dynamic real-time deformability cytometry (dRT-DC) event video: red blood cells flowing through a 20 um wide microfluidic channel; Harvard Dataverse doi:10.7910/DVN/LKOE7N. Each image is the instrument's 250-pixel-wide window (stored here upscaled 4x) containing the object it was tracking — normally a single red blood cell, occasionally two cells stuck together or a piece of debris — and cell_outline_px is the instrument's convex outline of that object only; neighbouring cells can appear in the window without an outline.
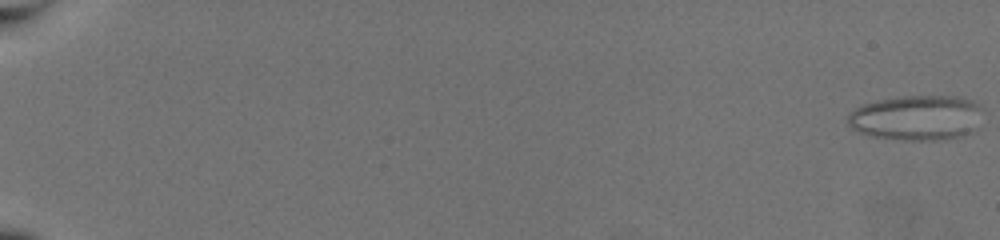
{"species": "common noctule bat (a hibernating species)", "species_latin": "Nyctalus noctula", "temperature_condition": "warm", "stored_images_in_passage": 60, "camera_frame_rate_fps": 3000, "um_per_image_px": 0.085, "animal": {"sex": "female", "body_mass_g": 19.5, "forearm_length_mm": 54.1}, "frame": {"image": 1, "passage_image": 1, "time_ms": 0.0, "image_size_px": [1000, 240], "cell_outline_px": [[972, 104], [964, 132], [952, 136], [920, 140], [912, 140], [876, 136], [860, 132], [848, 120], [848, 116], [856, 108], [864, 104], [880, 100], [904, 96], [948, 96], [968, 100]], "centroid_in_image_um": [77.59, 9.97], "position_along_channel_um": 7.4, "area_um2": 31.73}}
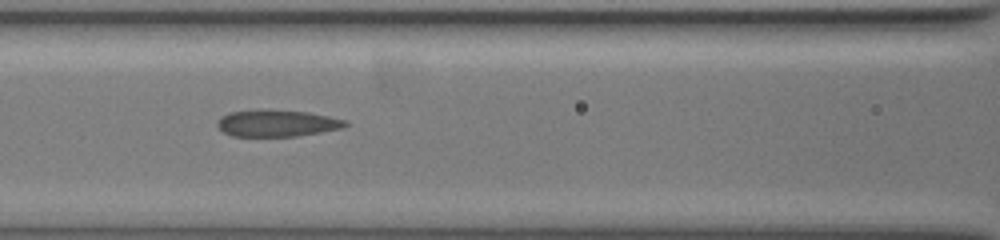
{"frame": {"image": 2, "passage_image": 31, "time_ms": 10.0, "image_size_px": [1000, 240], "cell_outline_px": [[348, 124], [340, 128], [320, 132], [296, 136], [232, 136], [224, 132], [216, 124], [228, 112], [256, 108], [268, 108], [308, 112], [344, 120]], "centroid_in_image_um": [23.49, 10.45], "position_along_channel_um": 143.1, "area_um2": 20.0}}
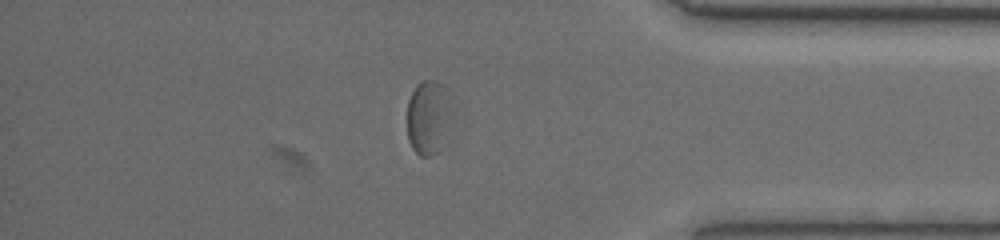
{"frame": {"image": 3, "passage_image": 53, "time_ms": 17.333, "image_size_px": [1000, 240], "cell_outline_px": [[444, 88], [440, 152], [432, 156], [420, 156], [412, 148], [408, 140], [408, 100], [416, 84], [424, 80], [432, 80], [440, 84]], "centroid_in_image_um": [36.19, 10.01], "position_along_channel_um": 399.0, "area_um2": 16.94}, "authors_computed_cell_mechanics": {"area_um2": 21.0103, "velocity_mm_per_s": 3.7029, "shape_relaxation_time_tau1_ms": null, "shape_relaxation_time_tau2_ms": 1.6419, "deformation_change_tau1": null, "deformation_change_tau2": 0.1003}}